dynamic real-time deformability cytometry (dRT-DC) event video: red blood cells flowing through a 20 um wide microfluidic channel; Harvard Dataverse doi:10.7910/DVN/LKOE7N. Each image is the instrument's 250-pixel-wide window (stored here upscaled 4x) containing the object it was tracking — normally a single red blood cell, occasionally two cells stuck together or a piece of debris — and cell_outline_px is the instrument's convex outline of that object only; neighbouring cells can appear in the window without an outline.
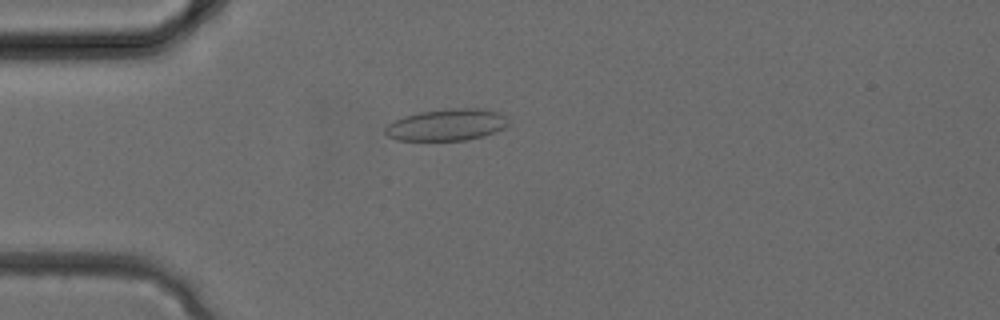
{"species": "common noctule bat (a hibernating species)", "species_latin": "Nyctalus noctula", "temperature_condition": "cold", "stored_images_in_passage": 33, "camera_frame_rate_fps": 3000, "um_per_image_px": 0.085, "animal": {"sex": "female", "body_mass_g": 24.6, "forearm_length_mm": 56.2}, "frame": {"image": 1, "passage_image": 9, "time_ms": 2.667, "image_size_px": [1000, 320], "cell_outline_px": [[508, 124], [504, 128], [484, 136], [464, 140], [396, 140], [388, 136], [384, 132], [384, 128], [388, 124], [404, 116], [420, 112], [452, 108], [480, 108], [500, 112], [504, 116]], "centroid_in_image_um": [37.97, 10.61], "position_along_channel_um": 47.0, "area_um2": 22.66}}
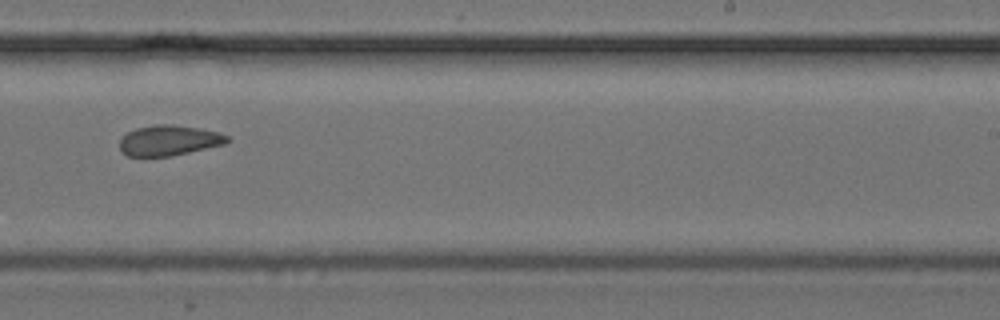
{"frame": {"image": 2, "passage_image": 21, "time_ms": 6.667, "image_size_px": [1000, 320], "cell_outline_px": [[232, 140], [224, 144], [172, 156], [128, 156], [120, 148], [120, 140], [128, 132], [136, 128], [156, 124], [172, 124], [196, 128], [216, 132], [228, 136]], "centroid_in_image_um": [14.37, 11.93], "position_along_channel_um": 274.6, "area_um2": 18.79}}
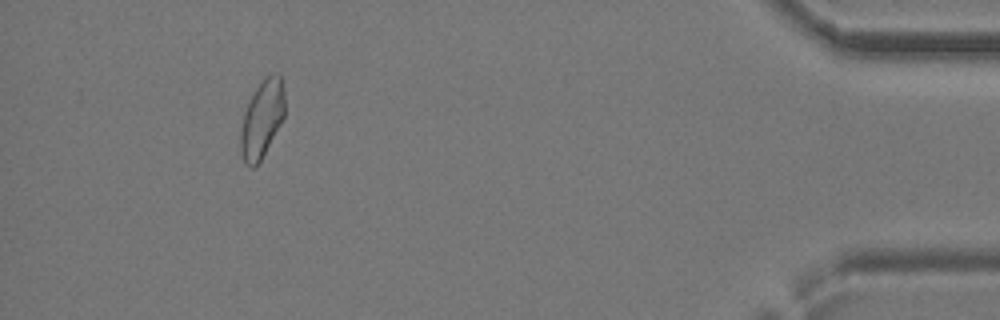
{"frame": {"image": 3, "passage_image": 31, "time_ms": 10.0, "image_size_px": [1000, 320], "cell_outline_px": [[284, 116], [280, 124], [260, 160], [252, 168], [244, 164], [240, 152], [240, 132], [244, 112], [256, 88], [264, 76], [272, 72], [280, 72], [284, 84]], "centroid_in_image_um": [22.27, 10.05], "position_along_channel_um": 412.9, "area_um2": 20.0}}